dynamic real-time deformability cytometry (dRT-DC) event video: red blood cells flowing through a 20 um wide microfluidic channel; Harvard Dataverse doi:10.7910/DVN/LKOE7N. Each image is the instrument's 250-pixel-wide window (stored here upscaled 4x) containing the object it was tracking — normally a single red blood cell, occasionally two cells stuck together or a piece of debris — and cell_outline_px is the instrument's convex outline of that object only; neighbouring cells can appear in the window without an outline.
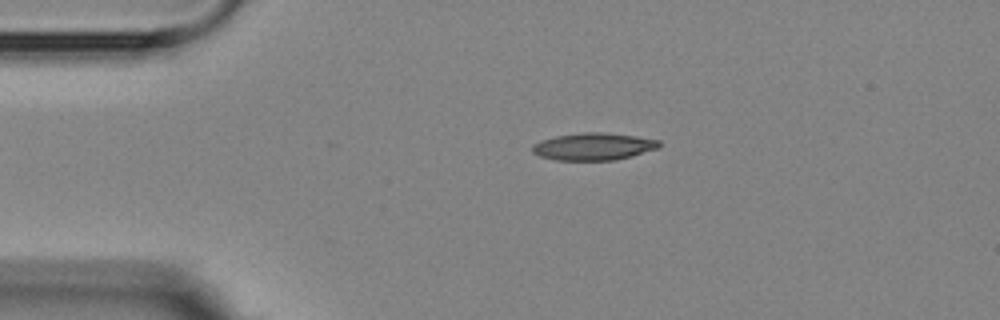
{"species": "Egyptian fruit bat (a non-hibernating species)", "species_latin": "Rousettus aegyptiacus", "temperature_condition": "room temperature", "stored_images_in_passage": 3, "camera_frame_rate_fps": 3000, "um_per_image_px": 0.085, "animal": {"sex": "female"}, "frame": {"image": 1, "passage_image": 2, "time_ms": 1.0, "image_size_px": [1000, 320], "cell_outline_px": [[660, 148], [632, 156], [616, 160], [556, 160], [540, 156], [532, 152], [532, 144], [540, 140], [556, 136], [584, 132], [604, 132], [636, 136], [660, 140]], "centroid_in_image_um": [50.46, 12.45], "position_along_channel_um": 34.5, "area_um2": 20.29}}